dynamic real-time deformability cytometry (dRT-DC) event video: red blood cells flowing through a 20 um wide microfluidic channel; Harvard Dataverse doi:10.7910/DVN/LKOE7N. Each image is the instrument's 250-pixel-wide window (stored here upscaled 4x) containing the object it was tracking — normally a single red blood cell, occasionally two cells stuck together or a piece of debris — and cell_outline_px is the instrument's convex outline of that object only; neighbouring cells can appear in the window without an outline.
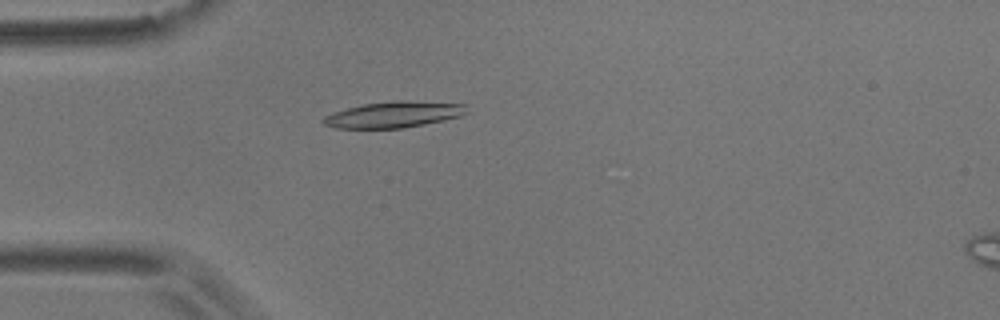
{"species": "common noctule bat (a hibernating species)", "species_latin": "Nyctalus noctula", "temperature_condition": "room temperature", "stored_images_in_passage": 5, "camera_frame_rate_fps": 3000, "um_per_image_px": 0.085, "animal": {"sex": "male", "body_mass_g": 17.9}, "frame": {"image": 1, "passage_image": 5, "time_ms": 4.667, "image_size_px": [1000, 320], "cell_outline_px": [[468, 112], [460, 116], [444, 120], [404, 128], [336, 128], [324, 124], [324, 116], [332, 112], [364, 104], [396, 100], [464, 104]], "centroid_in_image_um": [33.46, 9.74], "position_along_channel_um": 51.5, "area_um2": 21.5}}